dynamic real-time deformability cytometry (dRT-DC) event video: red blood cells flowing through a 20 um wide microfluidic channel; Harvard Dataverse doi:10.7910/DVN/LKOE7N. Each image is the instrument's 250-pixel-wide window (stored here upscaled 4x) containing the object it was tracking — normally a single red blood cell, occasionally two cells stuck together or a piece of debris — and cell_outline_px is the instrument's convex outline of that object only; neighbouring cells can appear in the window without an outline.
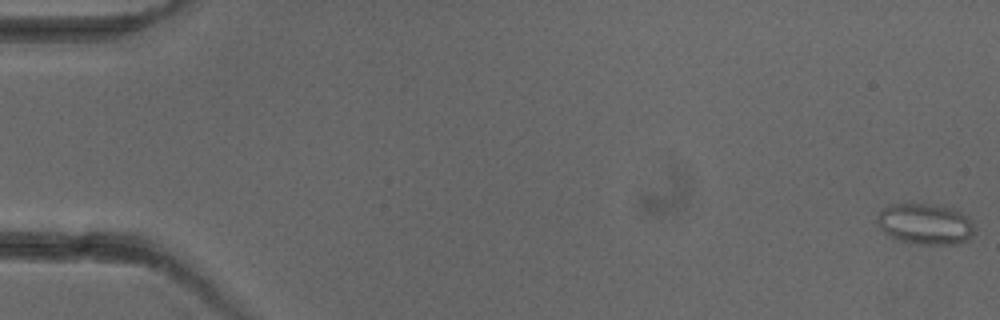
{"species": "common noctule bat (a hibernating species)", "species_latin": "Nyctalus noctula", "temperature_condition": "cold", "stored_images_in_passage": 5, "camera_frame_rate_fps": 3000, "um_per_image_px": 0.085, "animal": {"sex": "female"}, "frame": {"image": 1, "passage_image": 1, "time_ms": 0.0, "image_size_px": [1000, 320], "cell_outline_px": [[976, 232], [968, 240], [956, 244], [920, 244], [896, 240], [888, 236], [876, 224], [876, 216], [888, 204], [924, 204], [944, 208], [960, 212], [972, 220], [976, 228]], "centroid_in_image_um": [78.63, 19.07], "position_along_channel_um": 6.4, "area_um2": 23.24}}
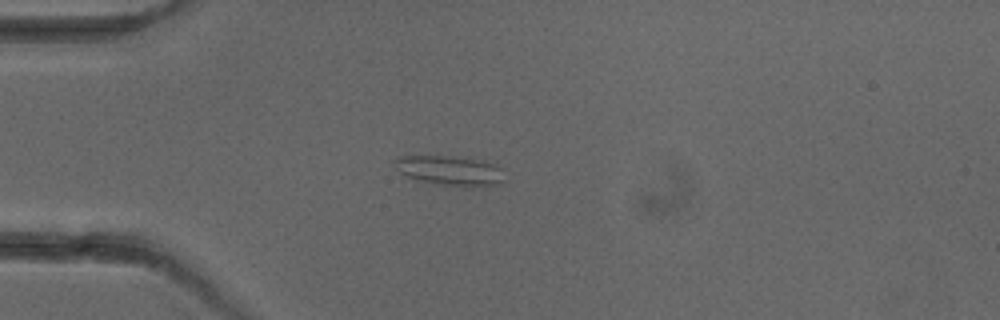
{"frame": {"image": 2, "passage_image": 5, "time_ms": 4.667, "image_size_px": [1000, 320], "cell_outline_px": [[504, 180], [500, 184], [468, 188], [464, 188], [436, 184], [404, 176], [392, 164], [392, 160], [396, 156], [452, 156], [484, 160], [496, 164], [500, 168]], "centroid_in_image_um": [38.23, 14.51], "position_along_channel_um": 46.8, "area_um2": 19.59}}